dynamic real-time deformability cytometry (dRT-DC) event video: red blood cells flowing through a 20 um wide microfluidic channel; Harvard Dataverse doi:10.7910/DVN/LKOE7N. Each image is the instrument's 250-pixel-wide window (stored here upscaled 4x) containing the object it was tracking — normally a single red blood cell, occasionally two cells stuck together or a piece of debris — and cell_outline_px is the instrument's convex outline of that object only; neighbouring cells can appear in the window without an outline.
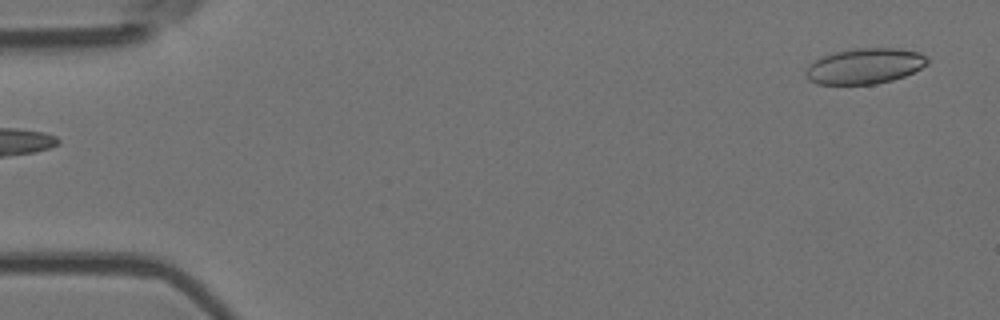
{"species": "Egyptian fruit bat (a non-hibernating species)", "species_latin": "Rousettus aegyptiacus", "temperature_condition": "room temperature", "stored_images_in_passage": 6, "segment_of_instrument_passage": [2, 2], "camera_frame_rate_fps": 3000, "um_per_image_px": 0.085, "animal": {"sex": "female"}, "frame": {"image": 1, "passage_image": 6, "time_ms": 1.667, "image_size_px": [1000, 320], "cell_outline_px": [[928, 64], [904, 76], [892, 80], [876, 84], [816, 84], [808, 80], [804, 76], [804, 72], [808, 64], [824, 56], [836, 52], [856, 48], [896, 48], [920, 52], [928, 60]], "centroid_in_image_um": [73.47, 5.62], "position_along_channel_um": 11.5, "area_um2": 25.2}}